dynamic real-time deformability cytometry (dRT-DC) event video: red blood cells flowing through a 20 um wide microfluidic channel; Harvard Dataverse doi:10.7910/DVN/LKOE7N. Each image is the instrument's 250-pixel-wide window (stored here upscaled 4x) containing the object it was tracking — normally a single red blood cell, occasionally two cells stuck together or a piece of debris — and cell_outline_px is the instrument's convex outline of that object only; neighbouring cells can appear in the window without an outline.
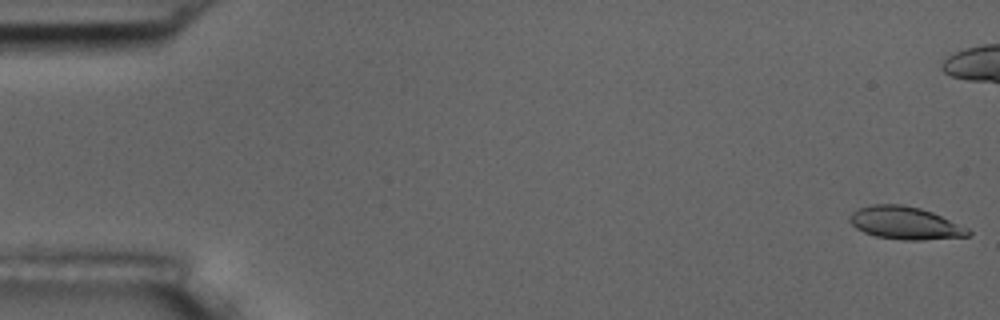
{"species": "common noctule bat (a hibernating species)", "species_latin": "Nyctalus noctula", "temperature_condition": "room temperature", "stored_images_in_passage": 9, "camera_frame_rate_fps": 3000, "um_per_image_px": 0.085, "animal": {"sex": "male", "body_mass_g": 17.5, "forearm_length_mm": 52.3}, "frame": {"image": 1, "passage_image": 1, "time_ms": 0.0, "image_size_px": [1000, 320], "cell_outline_px": [[972, 232], [968, 236], [924, 240], [904, 240], [876, 236], [864, 232], [856, 228], [848, 220], [848, 216], [852, 212], [860, 208], [872, 204], [900, 204], [920, 208], [932, 212], [968, 228]], "centroid_in_image_um": [76.92, 18.96], "position_along_channel_um": 8.1, "area_um2": 22.48}}